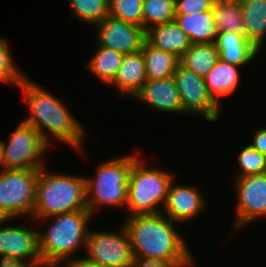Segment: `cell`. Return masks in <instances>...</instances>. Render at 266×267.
Listing matches in <instances>:
<instances>
[{"instance_id": "6", "label": "cell", "mask_w": 266, "mask_h": 267, "mask_svg": "<svg viewBox=\"0 0 266 267\" xmlns=\"http://www.w3.org/2000/svg\"><path fill=\"white\" fill-rule=\"evenodd\" d=\"M142 154L134 160L129 174L127 203L121 213L125 217L162 213L169 185L176 176L170 169L150 166Z\"/></svg>"}, {"instance_id": "12", "label": "cell", "mask_w": 266, "mask_h": 267, "mask_svg": "<svg viewBox=\"0 0 266 267\" xmlns=\"http://www.w3.org/2000/svg\"><path fill=\"white\" fill-rule=\"evenodd\" d=\"M173 78L180 94L183 110L189 117H199L216 124L223 110L208 93L204 78L181 63L175 68Z\"/></svg>"}, {"instance_id": "24", "label": "cell", "mask_w": 266, "mask_h": 267, "mask_svg": "<svg viewBox=\"0 0 266 267\" xmlns=\"http://www.w3.org/2000/svg\"><path fill=\"white\" fill-rule=\"evenodd\" d=\"M219 59L215 43H192L183 54L180 63L204 78Z\"/></svg>"}, {"instance_id": "32", "label": "cell", "mask_w": 266, "mask_h": 267, "mask_svg": "<svg viewBox=\"0 0 266 267\" xmlns=\"http://www.w3.org/2000/svg\"><path fill=\"white\" fill-rule=\"evenodd\" d=\"M191 259L161 260L153 257L134 256L132 267H181Z\"/></svg>"}, {"instance_id": "11", "label": "cell", "mask_w": 266, "mask_h": 267, "mask_svg": "<svg viewBox=\"0 0 266 267\" xmlns=\"http://www.w3.org/2000/svg\"><path fill=\"white\" fill-rule=\"evenodd\" d=\"M4 259L44 267L39 251L38 230L33 219L13 218L0 226V260Z\"/></svg>"}, {"instance_id": "27", "label": "cell", "mask_w": 266, "mask_h": 267, "mask_svg": "<svg viewBox=\"0 0 266 267\" xmlns=\"http://www.w3.org/2000/svg\"><path fill=\"white\" fill-rule=\"evenodd\" d=\"M143 28L174 21L176 17L175 0H143Z\"/></svg>"}, {"instance_id": "5", "label": "cell", "mask_w": 266, "mask_h": 267, "mask_svg": "<svg viewBox=\"0 0 266 267\" xmlns=\"http://www.w3.org/2000/svg\"><path fill=\"white\" fill-rule=\"evenodd\" d=\"M50 163L39 169L34 211L31 219L87 209L86 179L82 173H61ZM55 170V171H54Z\"/></svg>"}, {"instance_id": "7", "label": "cell", "mask_w": 266, "mask_h": 267, "mask_svg": "<svg viewBox=\"0 0 266 267\" xmlns=\"http://www.w3.org/2000/svg\"><path fill=\"white\" fill-rule=\"evenodd\" d=\"M10 132L7 141L0 139L2 169H34L49 164L51 146L40 133L22 120Z\"/></svg>"}, {"instance_id": "17", "label": "cell", "mask_w": 266, "mask_h": 267, "mask_svg": "<svg viewBox=\"0 0 266 267\" xmlns=\"http://www.w3.org/2000/svg\"><path fill=\"white\" fill-rule=\"evenodd\" d=\"M145 62L141 51L123 55L114 81L108 86L116 90L118 98L132 99L146 83Z\"/></svg>"}, {"instance_id": "10", "label": "cell", "mask_w": 266, "mask_h": 267, "mask_svg": "<svg viewBox=\"0 0 266 267\" xmlns=\"http://www.w3.org/2000/svg\"><path fill=\"white\" fill-rule=\"evenodd\" d=\"M118 225L121 226L116 230L91 227L84 256L104 267H132L134 256L130 238L124 225Z\"/></svg>"}, {"instance_id": "35", "label": "cell", "mask_w": 266, "mask_h": 267, "mask_svg": "<svg viewBox=\"0 0 266 267\" xmlns=\"http://www.w3.org/2000/svg\"><path fill=\"white\" fill-rule=\"evenodd\" d=\"M0 267H36L29 263H25L19 260H0Z\"/></svg>"}, {"instance_id": "16", "label": "cell", "mask_w": 266, "mask_h": 267, "mask_svg": "<svg viewBox=\"0 0 266 267\" xmlns=\"http://www.w3.org/2000/svg\"><path fill=\"white\" fill-rule=\"evenodd\" d=\"M244 68L222 61L221 59L215 64V66L204 77V82L207 87L208 93L212 99L223 108L222 99L229 98L232 95H236L238 88H240L242 73ZM242 74V75H241ZM222 101V103H221Z\"/></svg>"}, {"instance_id": "19", "label": "cell", "mask_w": 266, "mask_h": 267, "mask_svg": "<svg viewBox=\"0 0 266 267\" xmlns=\"http://www.w3.org/2000/svg\"><path fill=\"white\" fill-rule=\"evenodd\" d=\"M145 41L157 49L174 54L179 59L192 44L175 20L145 30Z\"/></svg>"}, {"instance_id": "25", "label": "cell", "mask_w": 266, "mask_h": 267, "mask_svg": "<svg viewBox=\"0 0 266 267\" xmlns=\"http://www.w3.org/2000/svg\"><path fill=\"white\" fill-rule=\"evenodd\" d=\"M212 12L217 32L245 35L239 0L215 1Z\"/></svg>"}, {"instance_id": "22", "label": "cell", "mask_w": 266, "mask_h": 267, "mask_svg": "<svg viewBox=\"0 0 266 267\" xmlns=\"http://www.w3.org/2000/svg\"><path fill=\"white\" fill-rule=\"evenodd\" d=\"M175 21L191 43H215L218 32L212 10L191 15H176Z\"/></svg>"}, {"instance_id": "36", "label": "cell", "mask_w": 266, "mask_h": 267, "mask_svg": "<svg viewBox=\"0 0 266 267\" xmlns=\"http://www.w3.org/2000/svg\"><path fill=\"white\" fill-rule=\"evenodd\" d=\"M196 261H197V259L195 257H193L188 263L182 265L181 267H200V266H198V265H200V264H198L199 260L197 262Z\"/></svg>"}, {"instance_id": "37", "label": "cell", "mask_w": 266, "mask_h": 267, "mask_svg": "<svg viewBox=\"0 0 266 267\" xmlns=\"http://www.w3.org/2000/svg\"><path fill=\"white\" fill-rule=\"evenodd\" d=\"M0 170H2V162H1V150H0Z\"/></svg>"}, {"instance_id": "29", "label": "cell", "mask_w": 266, "mask_h": 267, "mask_svg": "<svg viewBox=\"0 0 266 267\" xmlns=\"http://www.w3.org/2000/svg\"><path fill=\"white\" fill-rule=\"evenodd\" d=\"M237 169L232 177H243L257 175L266 172V156L258 152L249 144H244L237 154Z\"/></svg>"}, {"instance_id": "23", "label": "cell", "mask_w": 266, "mask_h": 267, "mask_svg": "<svg viewBox=\"0 0 266 267\" xmlns=\"http://www.w3.org/2000/svg\"><path fill=\"white\" fill-rule=\"evenodd\" d=\"M141 52L145 62L147 80H160L173 76L180 59L174 54L157 49L144 41Z\"/></svg>"}, {"instance_id": "26", "label": "cell", "mask_w": 266, "mask_h": 267, "mask_svg": "<svg viewBox=\"0 0 266 267\" xmlns=\"http://www.w3.org/2000/svg\"><path fill=\"white\" fill-rule=\"evenodd\" d=\"M70 19L91 29L109 15V0H68Z\"/></svg>"}, {"instance_id": "2", "label": "cell", "mask_w": 266, "mask_h": 267, "mask_svg": "<svg viewBox=\"0 0 266 267\" xmlns=\"http://www.w3.org/2000/svg\"><path fill=\"white\" fill-rule=\"evenodd\" d=\"M93 218L89 210L84 209L33 219L39 224L36 226L44 267H62L67 261L83 256Z\"/></svg>"}, {"instance_id": "3", "label": "cell", "mask_w": 266, "mask_h": 267, "mask_svg": "<svg viewBox=\"0 0 266 267\" xmlns=\"http://www.w3.org/2000/svg\"><path fill=\"white\" fill-rule=\"evenodd\" d=\"M123 219L121 223L129 235L133 256L161 260L192 259L195 256L188 238L181 233L184 230L178 229L181 225L163 213L136 215Z\"/></svg>"}, {"instance_id": "8", "label": "cell", "mask_w": 266, "mask_h": 267, "mask_svg": "<svg viewBox=\"0 0 266 267\" xmlns=\"http://www.w3.org/2000/svg\"><path fill=\"white\" fill-rule=\"evenodd\" d=\"M230 186L233 189L235 205L232 220L234 236L243 229L256 221H266V172L257 175H248L243 177H231ZM234 187V188H233ZM236 196V197H235ZM235 233V234H234Z\"/></svg>"}, {"instance_id": "33", "label": "cell", "mask_w": 266, "mask_h": 267, "mask_svg": "<svg viewBox=\"0 0 266 267\" xmlns=\"http://www.w3.org/2000/svg\"><path fill=\"white\" fill-rule=\"evenodd\" d=\"M253 131L251 136V142L248 144L256 149L258 152L266 156V125L257 126Z\"/></svg>"}, {"instance_id": "34", "label": "cell", "mask_w": 266, "mask_h": 267, "mask_svg": "<svg viewBox=\"0 0 266 267\" xmlns=\"http://www.w3.org/2000/svg\"><path fill=\"white\" fill-rule=\"evenodd\" d=\"M62 267H104V266L87 259L83 255L67 261Z\"/></svg>"}, {"instance_id": "31", "label": "cell", "mask_w": 266, "mask_h": 267, "mask_svg": "<svg viewBox=\"0 0 266 267\" xmlns=\"http://www.w3.org/2000/svg\"><path fill=\"white\" fill-rule=\"evenodd\" d=\"M214 0H175L176 15H191L213 9Z\"/></svg>"}, {"instance_id": "4", "label": "cell", "mask_w": 266, "mask_h": 267, "mask_svg": "<svg viewBox=\"0 0 266 267\" xmlns=\"http://www.w3.org/2000/svg\"><path fill=\"white\" fill-rule=\"evenodd\" d=\"M140 152L141 150L137 149L123 156L121 154L97 164L95 162L93 176L85 175L87 209L95 216V220L101 209L106 207L105 211L111 207L113 210L116 208L115 212L117 208L125 212L129 174Z\"/></svg>"}, {"instance_id": "30", "label": "cell", "mask_w": 266, "mask_h": 267, "mask_svg": "<svg viewBox=\"0 0 266 267\" xmlns=\"http://www.w3.org/2000/svg\"><path fill=\"white\" fill-rule=\"evenodd\" d=\"M143 0H109V15L143 28Z\"/></svg>"}, {"instance_id": "13", "label": "cell", "mask_w": 266, "mask_h": 267, "mask_svg": "<svg viewBox=\"0 0 266 267\" xmlns=\"http://www.w3.org/2000/svg\"><path fill=\"white\" fill-rule=\"evenodd\" d=\"M178 177L171 181L167 200L162 213L170 218L173 222L186 227L187 223H195V220L201 218L200 215L207 213L208 200L206 194L203 195V186L196 183H176ZM183 183V184H182Z\"/></svg>"}, {"instance_id": "28", "label": "cell", "mask_w": 266, "mask_h": 267, "mask_svg": "<svg viewBox=\"0 0 266 267\" xmlns=\"http://www.w3.org/2000/svg\"><path fill=\"white\" fill-rule=\"evenodd\" d=\"M11 44L6 37L0 35V82L17 87L27 75L25 71L18 68L19 64L13 56Z\"/></svg>"}, {"instance_id": "21", "label": "cell", "mask_w": 266, "mask_h": 267, "mask_svg": "<svg viewBox=\"0 0 266 267\" xmlns=\"http://www.w3.org/2000/svg\"><path fill=\"white\" fill-rule=\"evenodd\" d=\"M92 54L84 61L88 73L102 84L109 86L115 79L116 73L122 64L123 54L110 48L94 44Z\"/></svg>"}, {"instance_id": "18", "label": "cell", "mask_w": 266, "mask_h": 267, "mask_svg": "<svg viewBox=\"0 0 266 267\" xmlns=\"http://www.w3.org/2000/svg\"><path fill=\"white\" fill-rule=\"evenodd\" d=\"M215 45L222 61L243 67L245 71H247L246 67L255 64L263 54L245 35L233 32H218Z\"/></svg>"}, {"instance_id": "14", "label": "cell", "mask_w": 266, "mask_h": 267, "mask_svg": "<svg viewBox=\"0 0 266 267\" xmlns=\"http://www.w3.org/2000/svg\"><path fill=\"white\" fill-rule=\"evenodd\" d=\"M98 46L114 49L123 55L141 51L145 41L144 28L108 15L94 27Z\"/></svg>"}, {"instance_id": "20", "label": "cell", "mask_w": 266, "mask_h": 267, "mask_svg": "<svg viewBox=\"0 0 266 267\" xmlns=\"http://www.w3.org/2000/svg\"><path fill=\"white\" fill-rule=\"evenodd\" d=\"M245 37L261 52L266 45V0H239Z\"/></svg>"}, {"instance_id": "1", "label": "cell", "mask_w": 266, "mask_h": 267, "mask_svg": "<svg viewBox=\"0 0 266 267\" xmlns=\"http://www.w3.org/2000/svg\"><path fill=\"white\" fill-rule=\"evenodd\" d=\"M16 88L21 91L24 105L29 111L22 121L37 130L51 147L53 145V150L58 148L59 143V146L72 148L79 156L87 153L84 149L87 130L69 109L66 100L60 99L62 96L52 94L50 89L44 88L28 74Z\"/></svg>"}, {"instance_id": "15", "label": "cell", "mask_w": 266, "mask_h": 267, "mask_svg": "<svg viewBox=\"0 0 266 267\" xmlns=\"http://www.w3.org/2000/svg\"><path fill=\"white\" fill-rule=\"evenodd\" d=\"M155 113L187 115L182 107L180 94L173 76L160 80H147L143 87L131 99Z\"/></svg>"}, {"instance_id": "9", "label": "cell", "mask_w": 266, "mask_h": 267, "mask_svg": "<svg viewBox=\"0 0 266 267\" xmlns=\"http://www.w3.org/2000/svg\"><path fill=\"white\" fill-rule=\"evenodd\" d=\"M39 170H0V207L13 219L32 218Z\"/></svg>"}]
</instances>
